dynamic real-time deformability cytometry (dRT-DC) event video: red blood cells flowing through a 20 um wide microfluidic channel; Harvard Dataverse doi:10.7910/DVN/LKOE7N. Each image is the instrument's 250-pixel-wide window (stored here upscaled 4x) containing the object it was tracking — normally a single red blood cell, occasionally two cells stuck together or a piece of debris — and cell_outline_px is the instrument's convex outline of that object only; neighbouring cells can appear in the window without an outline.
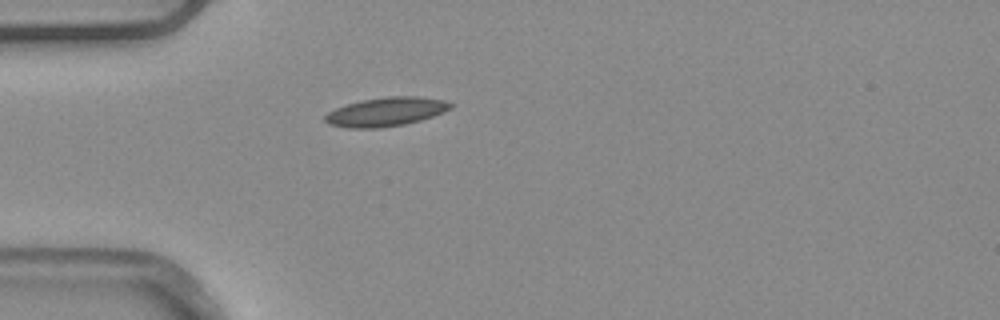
{"species": "common noctule bat (a hibernating species)", "species_latin": "Nyctalus noctula", "temperature_condition": "warm", "stored_images_in_passage": 1, "camera_frame_rate_fps": 3000, "um_per_image_px": 0.085, "animal": {"sex": "male", "body_mass_g": 20.4}, "frame": {"image": 1, "passage_image": 1, "time_ms": 0.0, "image_size_px": [1000, 320], "cell_outline_px": [[452, 108], [444, 112], [420, 120], [404, 124], [380, 128], [348, 128], [328, 124], [324, 120], [324, 116], [328, 112], [336, 108], [360, 100], [388, 96], [416, 96], [444, 100], [452, 104]], "centroid_in_image_um": [32.79, 9.5], "position_along_channel_um": 52.2, "area_um2": 21.1}}